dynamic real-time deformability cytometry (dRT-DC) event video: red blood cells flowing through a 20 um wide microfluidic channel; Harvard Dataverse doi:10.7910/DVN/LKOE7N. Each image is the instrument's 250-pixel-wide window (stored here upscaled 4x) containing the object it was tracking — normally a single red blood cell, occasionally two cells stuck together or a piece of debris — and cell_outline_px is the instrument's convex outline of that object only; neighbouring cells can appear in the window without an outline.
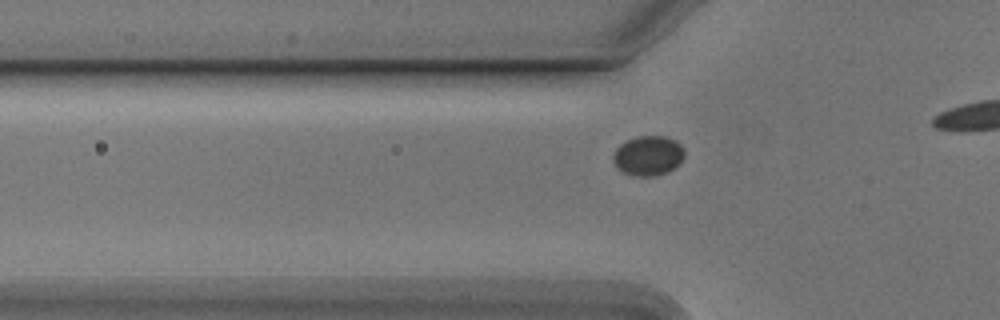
{"species": "Egyptian fruit bat (a non-hibernating species)", "species_latin": "Rousettus aegyptiacus", "temperature_condition": "cold", "stored_images_in_passage": 8, "camera_frame_rate_fps": 3000, "um_per_image_px": 0.085, "animal": {"sex": "male"}, "frame": {"image": 1, "passage_image": 2, "time_ms": 0.333, "image_size_px": [1000, 320], "cell_outline_px": [[684, 156], [668, 172], [656, 176], [636, 176], [624, 172], [612, 160], [612, 156], [616, 148], [624, 140], [636, 136], [664, 136], [676, 140], [684, 148]], "centroid_in_image_um": [55.08, 13.2], "position_along_channel_um": 70.7, "area_um2": 16.47}}
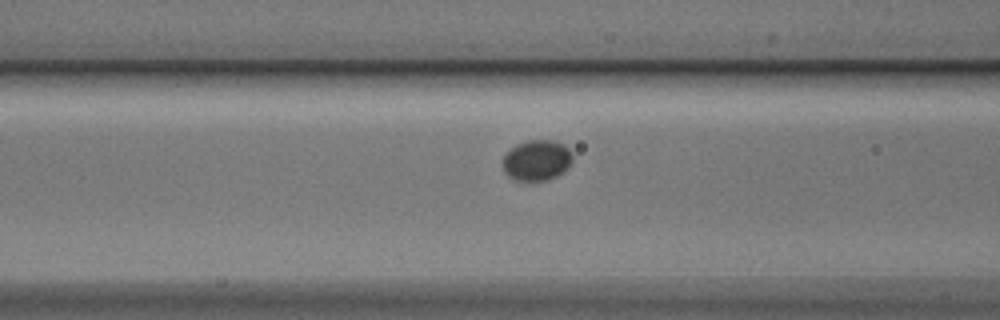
{"frame": {"image": 2, "passage_image": 6, "time_ms": 1.667, "image_size_px": [1000, 320], "cell_outline_px": [[572, 160], [568, 168], [564, 172], [548, 180], [532, 184], [524, 184], [512, 180], [504, 172], [504, 156], [516, 144], [528, 140], [552, 140], [564, 144], [572, 152]], "centroid_in_image_um": [45.63, 13.69], "position_along_channel_um": 121.0, "area_um2": 17.17}}